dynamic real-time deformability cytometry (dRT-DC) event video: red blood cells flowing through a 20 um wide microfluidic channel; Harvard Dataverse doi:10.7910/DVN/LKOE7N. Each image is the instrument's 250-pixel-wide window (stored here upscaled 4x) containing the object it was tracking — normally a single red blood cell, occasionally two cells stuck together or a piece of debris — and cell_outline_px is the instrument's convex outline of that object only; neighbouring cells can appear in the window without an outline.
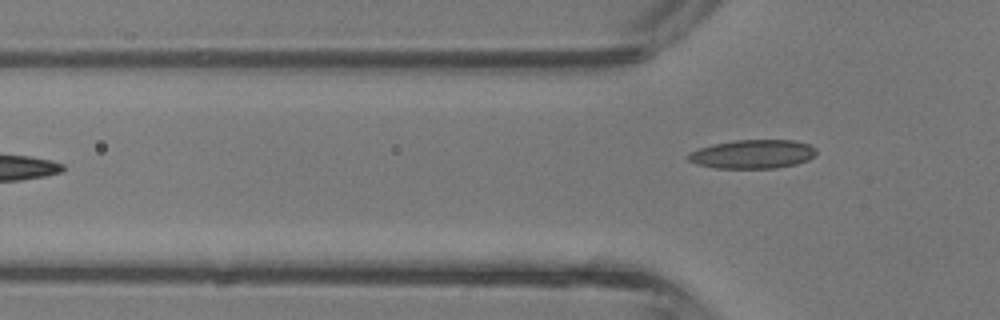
{"species": "common noctule bat (a hibernating species)", "species_latin": "Nyctalus noctula", "temperature_condition": "room temperature", "stored_images_in_passage": 4, "camera_frame_rate_fps": 3000, "um_per_image_px": 0.085, "animal": {"sex": "male", "body_mass_g": 13.3}, "frame": {"image": 1, "passage_image": 4, "time_ms": 1.0, "image_size_px": [1000, 320], "cell_outline_px": [[816, 152], [808, 160], [796, 164], [776, 168], [716, 168], [696, 164], [688, 160], [684, 156], [688, 152], [712, 144], [732, 140], [796, 140], [808, 144], [816, 148]], "centroid_in_image_um": [63.93, 13.09], "position_along_channel_um": 61.9, "area_um2": 21.68}}